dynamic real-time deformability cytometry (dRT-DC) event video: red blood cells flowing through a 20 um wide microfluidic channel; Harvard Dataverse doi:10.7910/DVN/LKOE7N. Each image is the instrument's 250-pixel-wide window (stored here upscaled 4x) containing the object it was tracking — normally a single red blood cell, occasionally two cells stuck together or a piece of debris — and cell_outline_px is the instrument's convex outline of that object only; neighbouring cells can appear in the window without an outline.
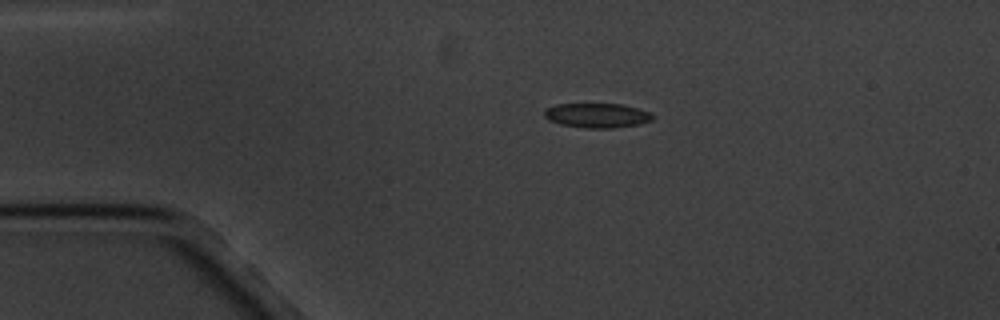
{"species": "common noctule bat (a hibernating species)", "species_latin": "Nyctalus noctula", "temperature_condition": "cold", "stored_images_in_passage": 9, "camera_frame_rate_fps": 3000, "um_per_image_px": 0.085, "animal": {"sex": "male", "body_mass_g": 20.1, "forearm_length_mm": 53.5}, "frame": {"image": 1, "passage_image": 1, "time_ms": 0.0, "image_size_px": [1000, 320], "cell_outline_px": [[656, 116], [652, 120], [640, 124], [612, 128], [584, 128], [560, 124], [548, 120], [544, 116], [544, 108], [556, 104], [620, 104], [652, 112]], "centroid_in_image_um": [50.75, 9.81], "position_along_channel_um": 34.3, "area_um2": 15.66}}
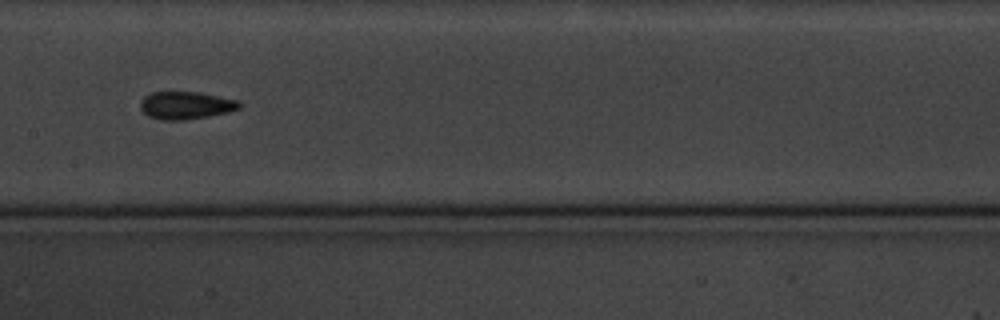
{"frame": {"image": 2, "passage_image": 6, "time_ms": 5.667, "image_size_px": [1000, 320], "cell_outline_px": [[240, 108], [228, 112], [208, 116], [184, 120], [160, 120], [148, 116], [140, 108], [140, 100], [144, 96], [152, 92], [196, 92], [240, 100]], "centroid_in_image_um": [15.77, 8.95], "position_along_channel_um": 191.6, "area_um2": 15.95}}
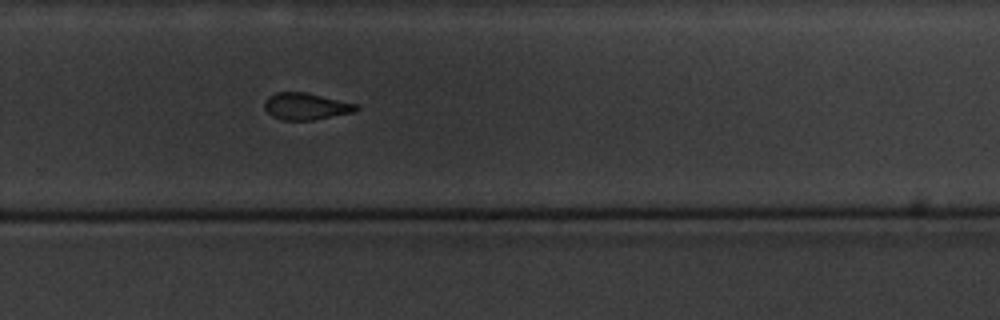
{"frame": {"image": 3, "passage_image": 9, "time_ms": 9.0, "image_size_px": [1000, 320], "cell_outline_px": [[360, 108], [356, 112], [312, 120], [280, 120], [272, 116], [264, 108], [264, 100], [268, 96], [276, 92], [304, 92], [356, 104]], "centroid_in_image_um": [25.98, 9.04], "position_along_channel_um": 303.8, "area_um2": 14.33}}